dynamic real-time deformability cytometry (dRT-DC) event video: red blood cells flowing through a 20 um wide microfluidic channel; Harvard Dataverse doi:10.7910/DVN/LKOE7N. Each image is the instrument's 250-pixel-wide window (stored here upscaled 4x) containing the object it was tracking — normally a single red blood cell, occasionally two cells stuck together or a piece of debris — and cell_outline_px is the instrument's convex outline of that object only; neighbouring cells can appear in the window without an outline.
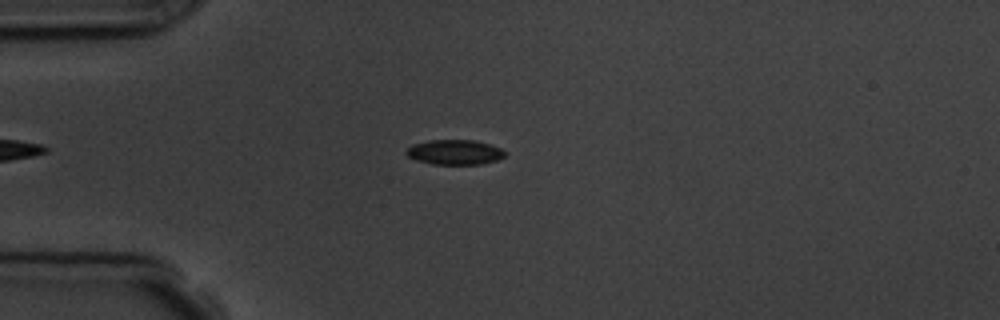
{"species": "common noctule bat (a hibernating species)", "species_latin": "Nyctalus noctula", "temperature_condition": "room temperature", "stored_images_in_passage": 5, "camera_frame_rate_fps": 3000, "um_per_image_px": 0.085, "animal": {"sex": "male", "body_mass_g": 19.5, "forearm_length_mm": 54.6}, "frame": {"image": 1, "passage_image": 5, "time_ms": 4.333, "image_size_px": [1000, 320], "cell_outline_px": [[508, 152], [504, 156], [496, 160], [480, 164], [432, 164], [416, 160], [408, 156], [404, 152], [412, 144], [428, 140], [476, 140], [500, 148]], "centroid_in_image_um": [38.63, 12.93], "position_along_channel_um": 46.4, "area_um2": 14.33}}